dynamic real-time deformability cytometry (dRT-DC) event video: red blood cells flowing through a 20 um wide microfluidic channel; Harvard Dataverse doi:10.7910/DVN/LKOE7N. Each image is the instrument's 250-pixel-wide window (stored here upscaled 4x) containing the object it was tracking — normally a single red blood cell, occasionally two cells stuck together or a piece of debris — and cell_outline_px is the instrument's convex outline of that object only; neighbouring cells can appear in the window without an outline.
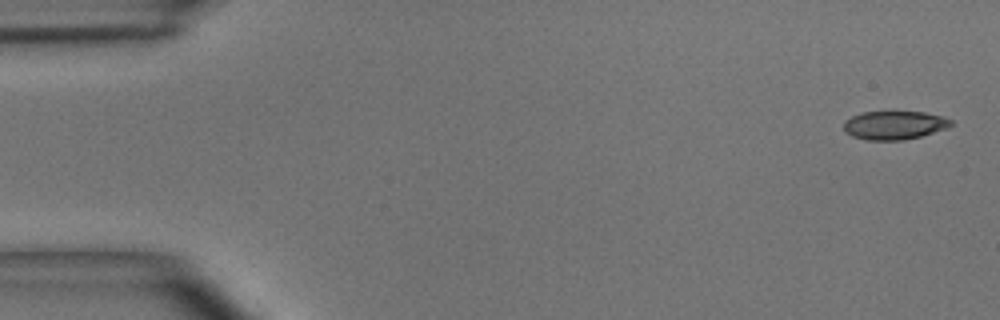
{"species": "common noctule bat (a hibernating species)", "species_latin": "Nyctalus noctula", "temperature_condition": "room temperature", "stored_images_in_passage": 4, "camera_frame_rate_fps": 3000, "um_per_image_px": 0.085, "animal": {"sex": "male", "body_mass_g": 15.6}, "frame": {"image": 1, "passage_image": 1, "time_ms": 0.0, "image_size_px": [1000, 320], "cell_outline_px": [[952, 124], [948, 128], [920, 136], [904, 140], [868, 140], [852, 136], [844, 132], [844, 120], [860, 112], [892, 108], [924, 112], [944, 116], [952, 120]], "centroid_in_image_um": [76.01, 10.58], "position_along_channel_um": 9.0, "area_um2": 18.84}}